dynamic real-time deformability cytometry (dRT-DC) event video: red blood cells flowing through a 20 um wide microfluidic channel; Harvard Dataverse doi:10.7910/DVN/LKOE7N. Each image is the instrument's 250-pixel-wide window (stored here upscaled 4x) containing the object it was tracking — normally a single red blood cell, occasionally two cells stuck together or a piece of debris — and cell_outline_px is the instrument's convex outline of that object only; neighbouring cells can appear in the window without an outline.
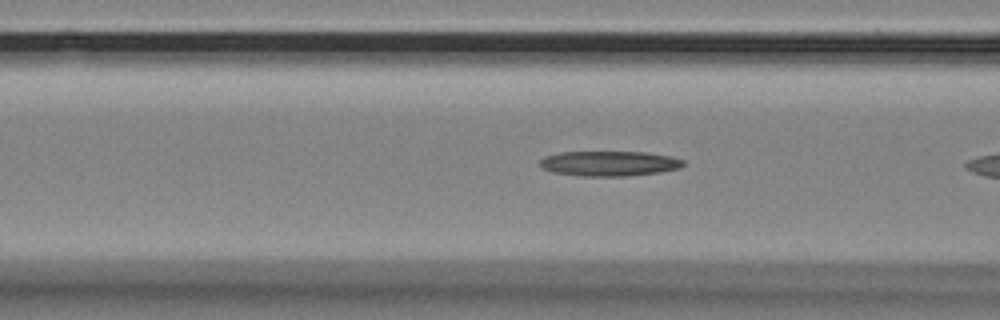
{"species": "Egyptian fruit bat (a non-hibernating species)", "species_latin": "Rousettus aegyptiacus", "temperature_condition": "room temperature", "stored_images_in_passage": 37, "camera_frame_rate_fps": 3000, "um_per_image_px": 0.085, "animal": {"sex": "female"}, "frame": {"image": 1, "passage_image": 14, "time_ms": 4.333, "image_size_px": [1000, 320], "cell_outline_px": [[684, 164], [680, 168], [660, 172], [628, 176], [580, 176], [552, 172], [540, 168], [540, 160], [544, 156], [560, 152], [648, 152], [672, 156], [684, 160]], "centroid_in_image_um": [51.78, 13.89], "position_along_channel_um": 114.8, "area_um2": 21.15}}
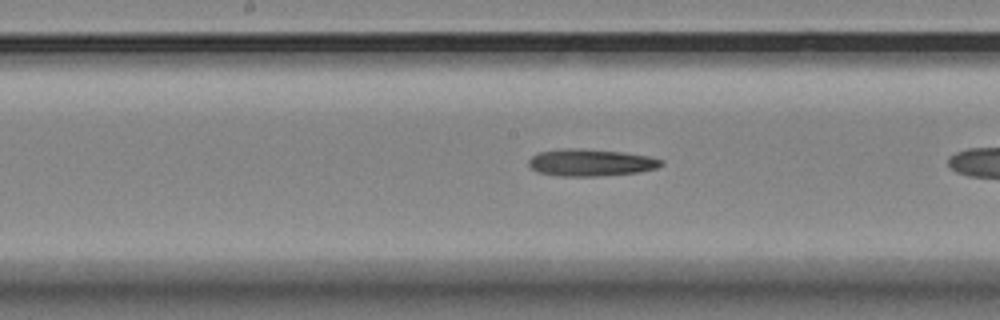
{"frame": {"image": 2, "passage_image": 21, "time_ms": 6.667, "image_size_px": [1000, 320], "cell_outline_px": [[664, 164], [656, 168], [640, 172], [596, 176], [560, 176], [536, 172], [528, 164], [528, 160], [532, 156], [540, 152], [564, 148], [576, 148], [620, 152], [648, 156], [664, 160]], "centroid_in_image_um": [50.2, 13.82], "position_along_channel_um": 198.0, "area_um2": 20.81}}
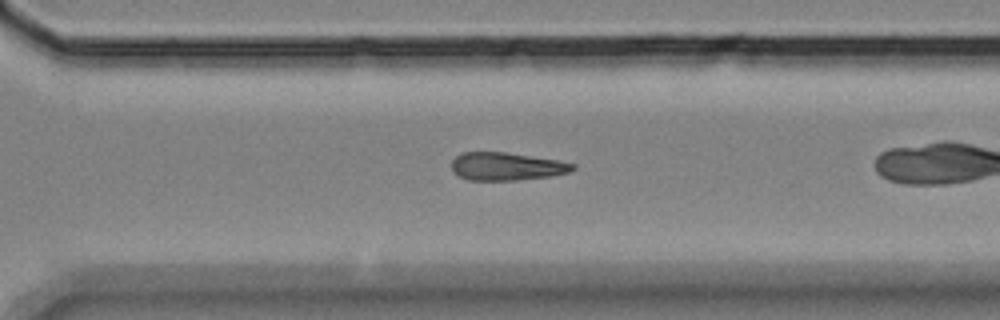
{"frame": {"image": 3, "passage_image": 32, "time_ms": 10.333, "image_size_px": [1000, 320], "cell_outline_px": [[576, 168], [568, 172], [552, 176], [516, 180], [468, 180], [452, 172], [452, 160], [456, 156], [464, 152], [504, 152], [560, 160], [576, 164]], "centroid_in_image_um": [43.07, 14.14], "position_along_channel_um": 327.5, "area_um2": 19.77}}